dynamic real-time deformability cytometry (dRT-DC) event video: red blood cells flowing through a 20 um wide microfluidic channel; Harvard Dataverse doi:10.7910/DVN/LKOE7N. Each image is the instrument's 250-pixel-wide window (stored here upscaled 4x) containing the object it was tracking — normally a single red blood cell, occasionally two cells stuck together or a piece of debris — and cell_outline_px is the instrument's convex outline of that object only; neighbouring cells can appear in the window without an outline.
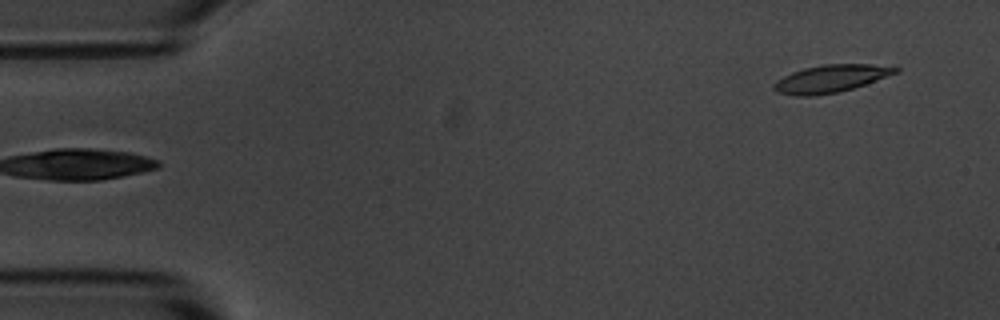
{"species": "common noctule bat (a hibernating species)", "species_latin": "Nyctalus noctula", "temperature_condition": "room temperature", "stored_images_in_passage": 4, "segment_of_instrument_passage": [2, 2], "camera_frame_rate_fps": 3000, "um_per_image_px": 0.085, "animal": {"sex": "male", "body_mass_g": 20.1, "forearm_length_mm": 53.5}, "frame": {"image": 1, "passage_image": 4, "time_ms": 3.667, "image_size_px": [1000, 320], "cell_outline_px": [[900, 72], [852, 88], [836, 92], [812, 96], [796, 96], [776, 92], [772, 88], [772, 84], [776, 80], [792, 72], [804, 68], [824, 64], [872, 64], [900, 68]], "centroid_in_image_um": [70.58, 6.68], "position_along_channel_um": 14.4, "area_um2": 19.42}}